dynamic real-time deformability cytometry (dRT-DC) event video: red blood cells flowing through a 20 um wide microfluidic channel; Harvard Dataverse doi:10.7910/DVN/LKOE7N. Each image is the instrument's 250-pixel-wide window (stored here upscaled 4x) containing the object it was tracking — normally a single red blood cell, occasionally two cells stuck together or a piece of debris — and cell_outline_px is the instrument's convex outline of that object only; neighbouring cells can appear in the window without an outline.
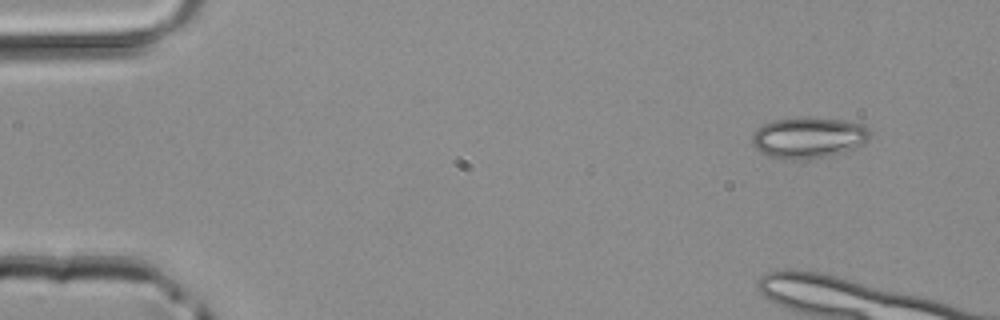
{"species": "common noctule bat (a hibernating species)", "species_latin": "Nyctalus noctula", "temperature_condition": "room temperature", "stored_images_in_passage": 4, "camera_frame_rate_fps": 3000, "um_per_image_px": 0.085, "animal": {"sex": "male", "body_mass_g": 20.4}, "frame": {"image": 1, "passage_image": 1, "time_ms": 0.0, "image_size_px": [1000, 320], "cell_outline_px": [[872, 132], [868, 140], [864, 144], [844, 152], [828, 156], [800, 160], [792, 160], [768, 156], [760, 152], [752, 144], [752, 132], [756, 128], [772, 120], [800, 116], [816, 116], [844, 120], [860, 124], [868, 128]], "centroid_in_image_um": [68.71, 11.67], "position_along_channel_um": 16.3, "area_um2": 28.9}}